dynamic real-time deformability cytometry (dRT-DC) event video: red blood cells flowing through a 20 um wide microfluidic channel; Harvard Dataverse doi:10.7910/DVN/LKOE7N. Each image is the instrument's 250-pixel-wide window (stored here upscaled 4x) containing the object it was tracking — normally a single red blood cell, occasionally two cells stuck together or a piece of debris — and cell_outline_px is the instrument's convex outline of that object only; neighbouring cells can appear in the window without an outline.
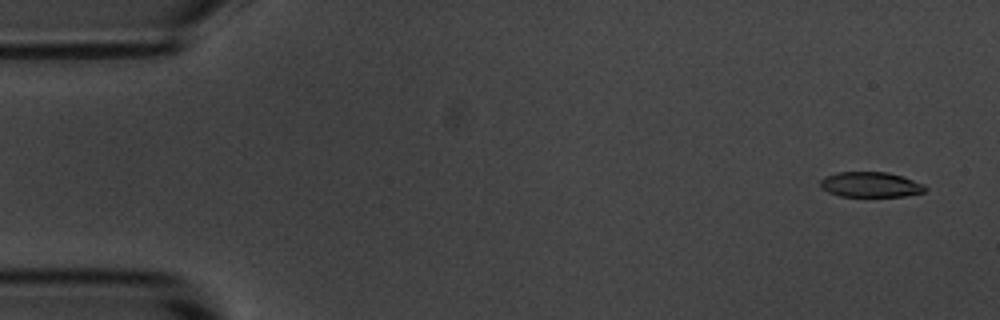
{"species": "common noctule bat (a hibernating species)", "species_latin": "Nyctalus noctula", "temperature_condition": "room temperature", "stored_images_in_passage": 54, "camera_frame_rate_fps": 3000, "um_per_image_px": 0.085, "animal": {"sex": "male", "body_mass_g": 20.1, "forearm_length_mm": 53.5}, "frame": {"image": 1, "passage_image": 1, "time_ms": 0.0, "image_size_px": [1000, 320], "cell_outline_px": [[928, 188], [924, 192], [904, 196], [840, 196], [828, 192], [820, 188], [820, 180], [824, 176], [840, 172], [888, 172], [924, 184]], "centroid_in_image_um": [73.97, 15.69], "position_along_channel_um": 11.0, "area_um2": 15.37}}
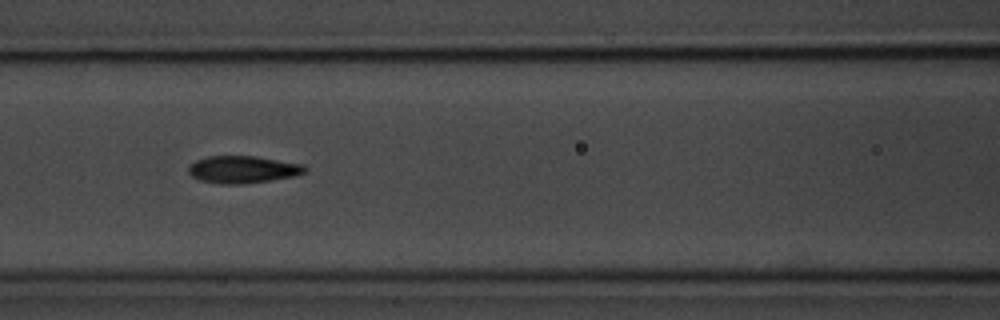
{"frame": {"image": 2, "passage_image": 22, "time_ms": 7.0, "image_size_px": [1000, 320], "cell_outline_px": [[308, 168], [304, 172], [292, 176], [272, 180], [244, 184], [220, 184], [200, 180], [192, 176], [188, 172], [188, 164], [196, 160], [208, 156], [256, 156], [304, 164]], "centroid_in_image_um": [20.62, 14.4], "position_along_channel_um": 146.0, "area_um2": 18.61}}
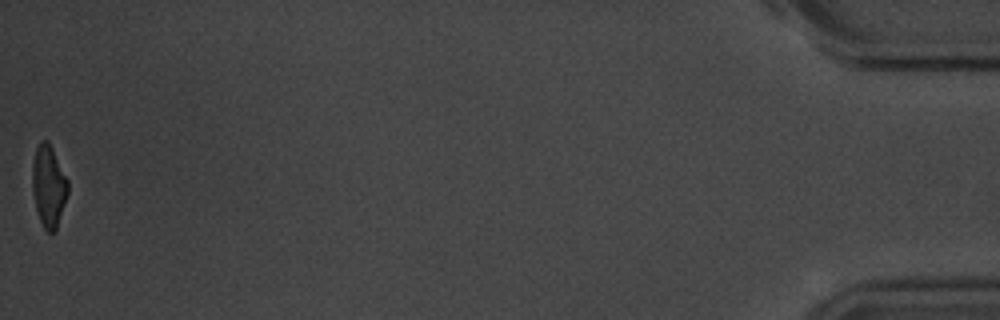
{"frame": {"image": 3, "passage_image": 54, "time_ms": 17.667, "image_size_px": [1000, 320], "cell_outline_px": [[68, 192], [56, 232], [48, 232], [44, 228], [40, 220], [36, 208], [32, 192], [32, 164], [36, 148], [40, 140], [48, 140], [68, 180]], "centroid_in_image_um": [4.13, 15.82], "position_along_channel_um": 431.1, "area_um2": 16.99}, "authors_computed_cell_mechanics": {"area_um2": 17.8313, "velocity_mm_per_s": 3.6021, "shape_relaxation_time_tau1_ms": 3.5797, "shape_relaxation_time_tau2_ms": 3.003, "deformation_change_tau1": 0.1679, "deformation_change_tau2": 0.1113}}